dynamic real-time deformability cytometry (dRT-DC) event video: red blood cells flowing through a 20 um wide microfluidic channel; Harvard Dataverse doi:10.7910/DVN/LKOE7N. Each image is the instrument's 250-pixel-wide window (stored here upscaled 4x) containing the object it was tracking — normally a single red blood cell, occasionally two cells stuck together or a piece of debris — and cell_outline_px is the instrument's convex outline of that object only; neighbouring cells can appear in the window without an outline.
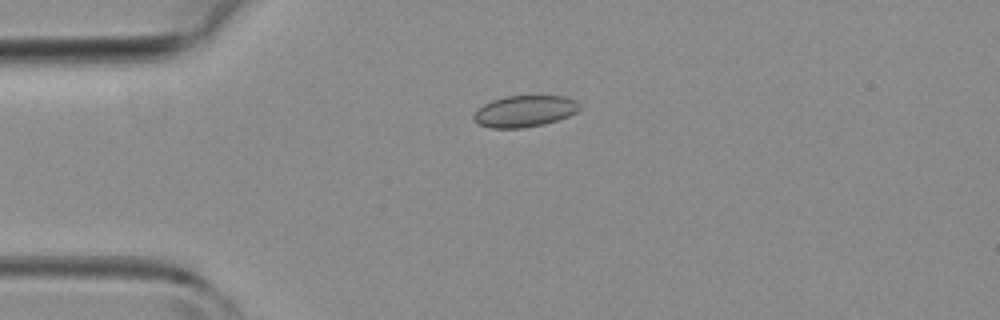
{"species": "common noctule bat (a hibernating species)", "species_latin": "Nyctalus noctula", "temperature_condition": "room temperature", "stored_images_in_passage": 2, "camera_frame_rate_fps": 3000, "um_per_image_px": 0.085, "animal": {"sex": "female", "body_mass_g": 19.3, "forearm_length_mm": 54.1}, "frame": {"image": 1, "passage_image": 1, "time_ms": 0.0, "image_size_px": [1000, 320], "cell_outline_px": [[580, 108], [576, 112], [568, 116], [544, 124], [524, 128], [488, 128], [480, 124], [472, 116], [484, 104], [492, 100], [504, 96], [564, 96], [576, 100], [580, 104]], "centroid_in_image_um": [44.61, 9.45], "position_along_channel_um": 40.4, "area_um2": 19.31}}